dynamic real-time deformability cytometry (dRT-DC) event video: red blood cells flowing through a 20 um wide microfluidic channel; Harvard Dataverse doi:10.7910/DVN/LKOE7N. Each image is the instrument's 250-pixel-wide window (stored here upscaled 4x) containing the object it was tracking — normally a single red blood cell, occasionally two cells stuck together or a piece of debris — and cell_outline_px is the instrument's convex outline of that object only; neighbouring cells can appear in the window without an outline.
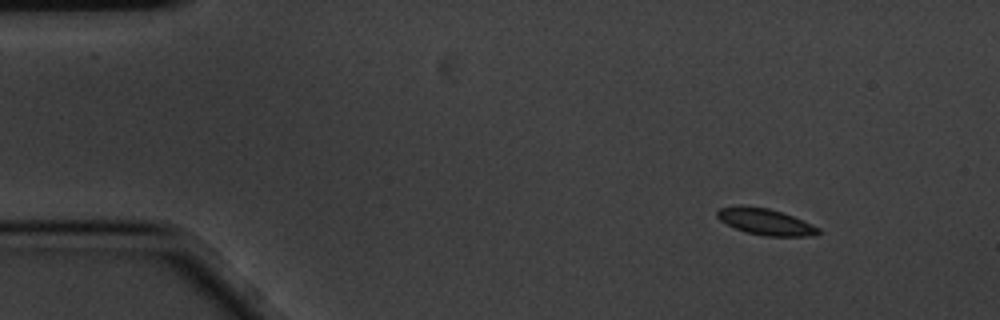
{"species": "common noctule bat (a hibernating species)", "species_latin": "Nyctalus noctula", "temperature_condition": "cold", "stored_images_in_passage": 4, "segment_of_instrument_passage": [1, 2], "camera_frame_rate_fps": 3000, "um_per_image_px": 0.085, "animal": {"sex": "male", "body_mass_g": 20.1, "forearm_length_mm": 53.5}, "frame": {"image": 1, "passage_image": 1, "time_ms": 0.0, "image_size_px": [1000, 320], "cell_outline_px": [[820, 232], [812, 236], [764, 236], [748, 232], [736, 228], [720, 220], [716, 216], [716, 212], [720, 208], [740, 204], [768, 208], [792, 216], [812, 224], [820, 228]], "centroid_in_image_um": [65.05, 18.83], "position_along_channel_um": 20.0, "area_um2": 15.43}}